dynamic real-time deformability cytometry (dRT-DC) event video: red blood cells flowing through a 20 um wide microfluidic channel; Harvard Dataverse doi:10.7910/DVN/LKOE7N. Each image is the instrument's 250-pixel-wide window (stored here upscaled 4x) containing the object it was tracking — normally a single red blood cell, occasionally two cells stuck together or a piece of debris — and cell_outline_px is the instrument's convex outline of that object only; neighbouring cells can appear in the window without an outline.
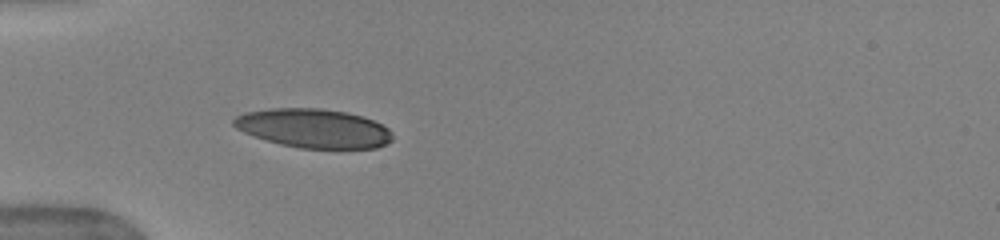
{"species": "human", "species_latin": "Homo sapiens", "temperature_condition": "warm", "stored_images_in_passage": 37, "camera_frame_rate_fps": 3000, "um_per_image_px": 0.085, "donor": {"sex": "female"}, "frame": {"image": 1, "passage_image": 6, "time_ms": 1.667, "image_size_px": [1000, 240], "cell_outline_px": [[392, 140], [376, 148], [300, 148], [280, 144], [244, 132], [236, 128], [232, 124], [232, 120], [236, 116], [244, 112], [268, 108], [320, 108], [348, 112], [364, 116], [388, 128], [392, 132]], "centroid_in_image_um": [26.65, 10.89], "position_along_channel_um": 58.4, "area_um2": 36.07}}
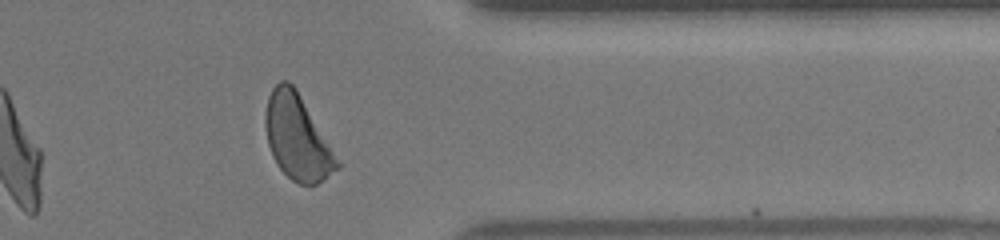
{"frame": {"image": 2, "passage_image": 32, "time_ms": 10.333, "image_size_px": [1000, 240], "cell_outline_px": [[340, 168], [324, 180], [316, 184], [300, 184], [292, 180], [280, 168], [272, 156], [268, 144], [264, 124], [264, 116], [268, 96], [272, 88], [280, 80], [288, 80], [296, 88], [340, 164]], "centroid_in_image_um": [25.23, 11.67], "position_along_channel_um": 386.2, "area_um2": 34.97}, "authors_computed_cell_mechanics": {"area_um2": 35.4892, "velocity_mm_per_s": 3.9586, "shape_relaxation_time_tau1_ms": 3.09, "shape_relaxation_time_tau2_ms": null, "deformation_change_tau1": 0.1413, "deformation_change_tau2": null}}